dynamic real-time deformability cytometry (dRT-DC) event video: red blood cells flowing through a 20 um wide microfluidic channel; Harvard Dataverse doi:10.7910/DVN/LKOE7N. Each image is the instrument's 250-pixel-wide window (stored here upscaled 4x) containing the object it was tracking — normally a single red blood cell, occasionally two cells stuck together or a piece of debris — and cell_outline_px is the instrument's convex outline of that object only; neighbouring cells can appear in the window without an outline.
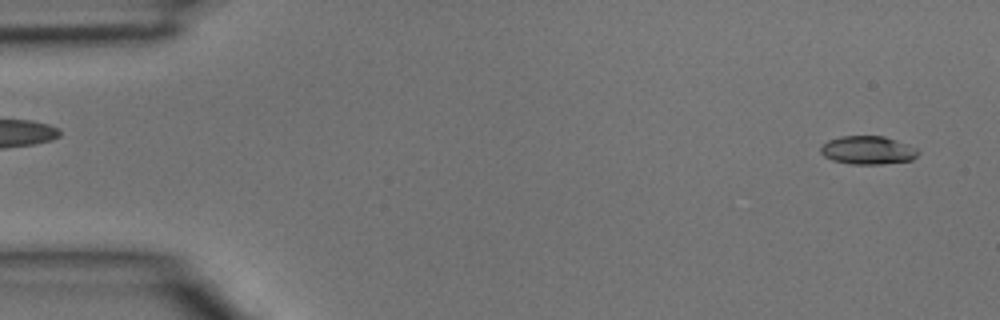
{"species": "common noctule bat (a hibernating species)", "species_latin": "Nyctalus noctula", "temperature_condition": "room temperature", "stored_images_in_passage": 4, "segment_of_instrument_passage": [2, 2], "camera_frame_rate_fps": 3000, "um_per_image_px": 0.085, "animal": {"sex": "male", "body_mass_g": 15.6}, "frame": {"image": 1, "passage_image": 4, "time_ms": 1.0, "image_size_px": [1000, 320], "cell_outline_px": [[920, 152], [912, 160], [880, 164], [848, 164], [832, 160], [824, 156], [820, 152], [820, 148], [828, 140], [840, 136], [884, 136], [896, 140], [916, 148]], "centroid_in_image_um": [73.75, 12.77], "position_along_channel_um": 11.3, "area_um2": 16.07}}